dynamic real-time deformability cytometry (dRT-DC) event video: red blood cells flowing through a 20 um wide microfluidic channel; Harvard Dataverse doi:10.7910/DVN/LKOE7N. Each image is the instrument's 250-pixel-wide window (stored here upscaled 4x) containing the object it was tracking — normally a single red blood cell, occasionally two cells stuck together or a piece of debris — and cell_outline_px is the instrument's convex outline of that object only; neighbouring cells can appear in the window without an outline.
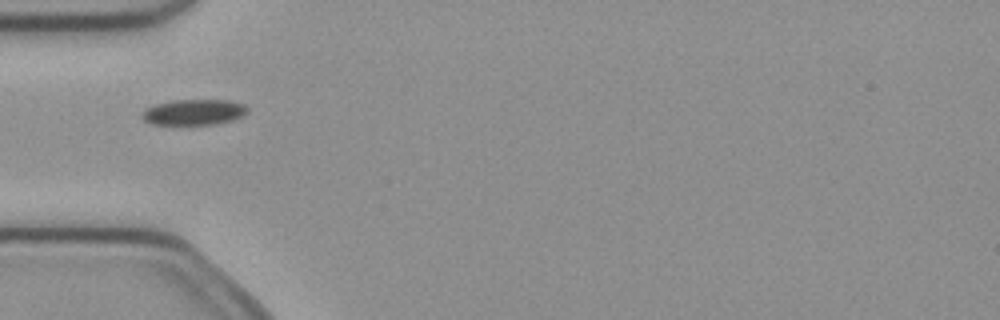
{"species": "common noctule bat (a hibernating species)", "species_latin": "Nyctalus noctula", "temperature_condition": "cold", "stored_images_in_passage": 4, "camera_frame_rate_fps": 3000, "um_per_image_px": 0.085, "animal": {"sex": "female", "body_mass_g": 21.9}, "frame": {"image": 1, "passage_image": 4, "time_ms": 1.0, "image_size_px": [1000, 320], "cell_outline_px": [[248, 112], [232, 120], [216, 124], [152, 124], [144, 120], [140, 116], [140, 112], [144, 108], [156, 104], [172, 100], [228, 100], [244, 104], [248, 108]], "centroid_in_image_um": [16.43, 9.52], "position_along_channel_um": 68.6, "area_um2": 15.84}}